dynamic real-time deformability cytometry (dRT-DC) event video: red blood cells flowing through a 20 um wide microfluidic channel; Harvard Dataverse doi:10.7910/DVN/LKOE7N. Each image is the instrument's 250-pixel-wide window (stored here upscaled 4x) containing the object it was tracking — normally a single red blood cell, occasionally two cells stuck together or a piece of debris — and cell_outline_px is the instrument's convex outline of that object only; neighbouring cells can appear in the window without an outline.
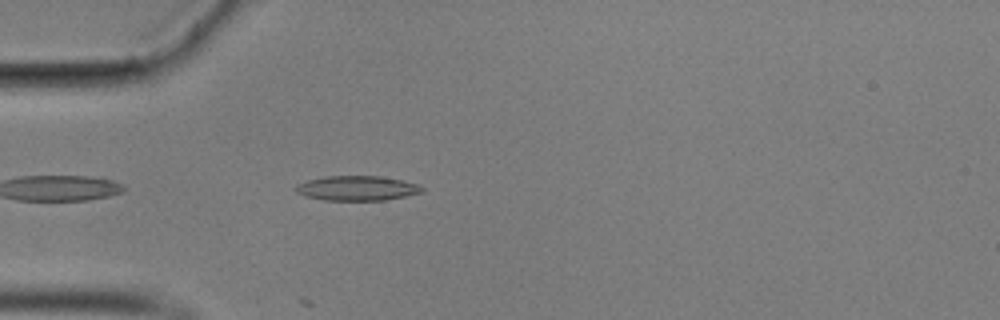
{"species": "common noctule bat (a hibernating species)", "species_latin": "Nyctalus noctula", "temperature_condition": "cold", "stored_images_in_passage": 10, "camera_frame_rate_fps": 3000, "um_per_image_px": 0.085, "animal": {"sex": "male", "body_mass_g": 17.9}, "frame": {"image": 1, "passage_image": 1, "time_ms": 0.0, "image_size_px": [1000, 320], "cell_outline_px": [[424, 192], [384, 200], [324, 200], [304, 196], [296, 192], [292, 188], [296, 184], [308, 180], [324, 176], [380, 176], [420, 184], [424, 188]], "centroid_in_image_um": [30.31, 15.99], "position_along_channel_um": 54.7, "area_um2": 18.32}}
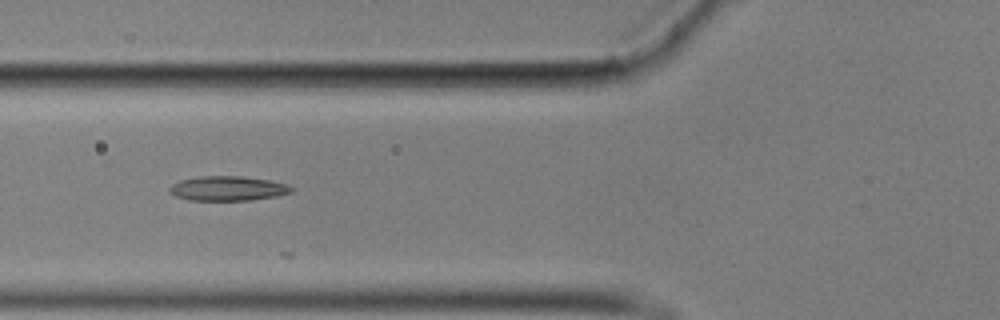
{"frame": {"image": 2, "passage_image": 6, "time_ms": 1.667, "image_size_px": [1000, 320], "cell_outline_px": [[292, 192], [276, 196], [252, 200], [188, 200], [176, 196], [168, 192], [168, 188], [172, 184], [180, 180], [200, 176], [240, 176], [268, 180], [288, 184], [292, 188]], "centroid_in_image_um": [19.33, 16.02], "position_along_channel_um": 106.5, "area_um2": 17.46}}
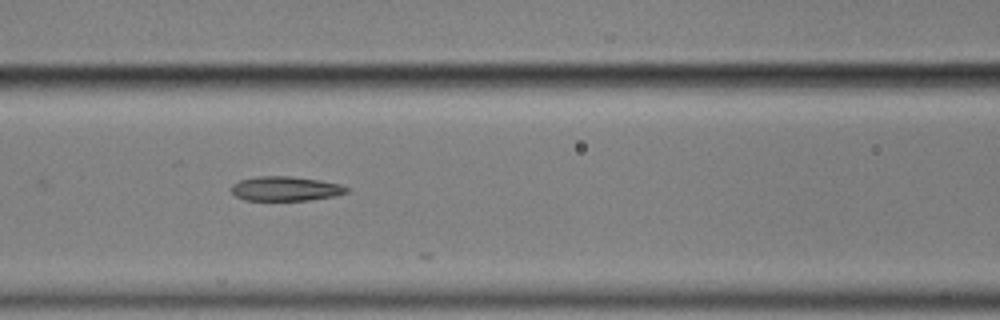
{"frame": {"image": 3, "passage_image": 9, "time_ms": 2.667, "image_size_px": [1000, 320], "cell_outline_px": [[348, 192], [336, 196], [308, 200], [244, 200], [236, 196], [232, 192], [232, 184], [240, 180], [256, 176], [292, 176], [320, 180], [340, 184], [348, 188]], "centroid_in_image_um": [24.27, 16.03], "position_along_channel_um": 142.3, "area_um2": 16.47}}